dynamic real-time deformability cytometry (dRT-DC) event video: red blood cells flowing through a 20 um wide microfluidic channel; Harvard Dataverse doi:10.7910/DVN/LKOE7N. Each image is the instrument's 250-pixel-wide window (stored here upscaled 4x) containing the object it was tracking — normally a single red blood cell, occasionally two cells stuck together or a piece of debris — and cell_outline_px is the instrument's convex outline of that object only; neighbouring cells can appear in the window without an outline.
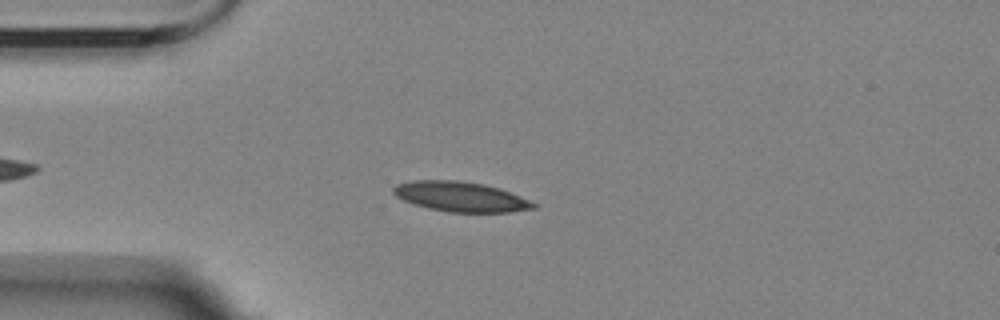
{"species": "Egyptian fruit bat (a non-hibernating species)", "species_latin": "Rousettus aegyptiacus", "temperature_condition": "room temperature", "stored_images_in_passage": 48, "camera_frame_rate_fps": 3000, "um_per_image_px": 0.085, "animal": {"sex": "female"}, "frame": {"image": 1, "passage_image": 10, "time_ms": 3.0, "image_size_px": [1000, 320], "cell_outline_px": [[536, 208], [508, 212], [448, 212], [428, 208], [412, 204], [396, 196], [392, 192], [392, 188], [396, 184], [412, 180], [456, 180], [484, 184], [500, 188], [528, 200], [536, 204]], "centroid_in_image_um": [39.1, 16.71], "position_along_channel_um": 45.9, "area_um2": 24.39}}
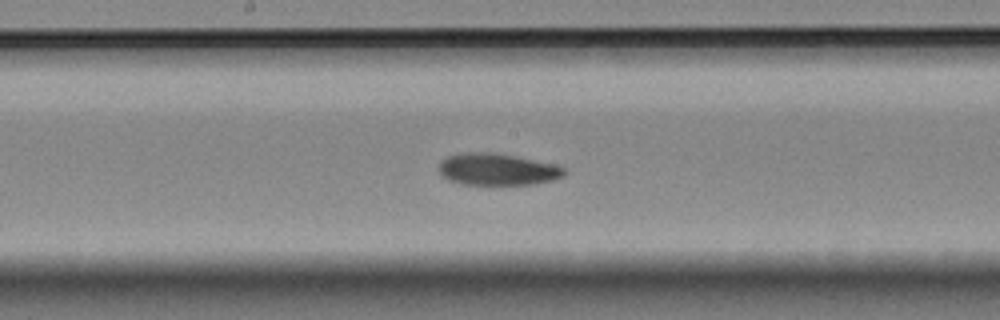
{"frame": {"image": 2, "passage_image": 25, "time_ms": 8.0, "image_size_px": [1000, 320], "cell_outline_px": [[568, 172], [564, 176], [552, 180], [536, 184], [460, 184], [448, 180], [440, 172], [440, 160], [448, 156], [464, 152], [492, 152], [516, 156], [552, 164], [564, 168]], "centroid_in_image_um": [42.27, 14.39], "position_along_channel_um": 205.9, "area_um2": 23.18}}
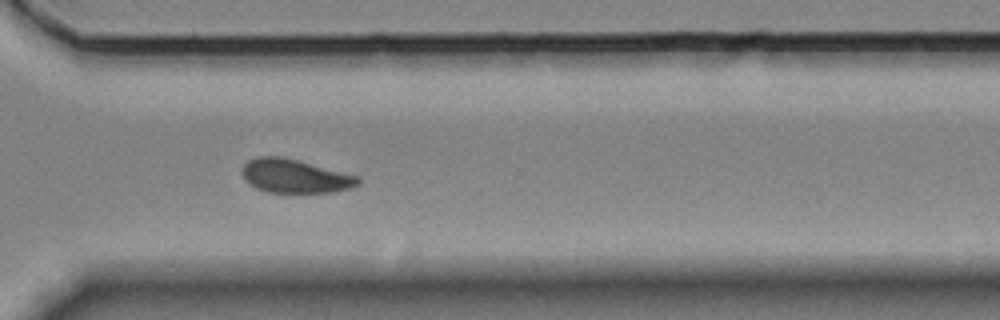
{"frame": {"image": 3, "passage_image": 37, "time_ms": 12.0, "image_size_px": [1000, 320], "cell_outline_px": [[360, 184], [352, 188], [332, 192], [268, 192], [256, 188], [248, 184], [244, 180], [240, 172], [244, 164], [248, 160], [256, 156], [280, 156], [360, 176]], "centroid_in_image_um": [25.04, 14.97], "position_along_channel_um": 345.6, "area_um2": 22.89}, "authors_computed_cell_mechanics": {"area_um2": 23.5824, "velocity_mm_per_s": 3.4979, "shape_relaxation_time_tau1_ms": 3.6192, "shape_relaxation_time_tau2_ms": 4.3586, "deformation_change_tau1": 0.1115, "deformation_change_tau2": 0.0914}}